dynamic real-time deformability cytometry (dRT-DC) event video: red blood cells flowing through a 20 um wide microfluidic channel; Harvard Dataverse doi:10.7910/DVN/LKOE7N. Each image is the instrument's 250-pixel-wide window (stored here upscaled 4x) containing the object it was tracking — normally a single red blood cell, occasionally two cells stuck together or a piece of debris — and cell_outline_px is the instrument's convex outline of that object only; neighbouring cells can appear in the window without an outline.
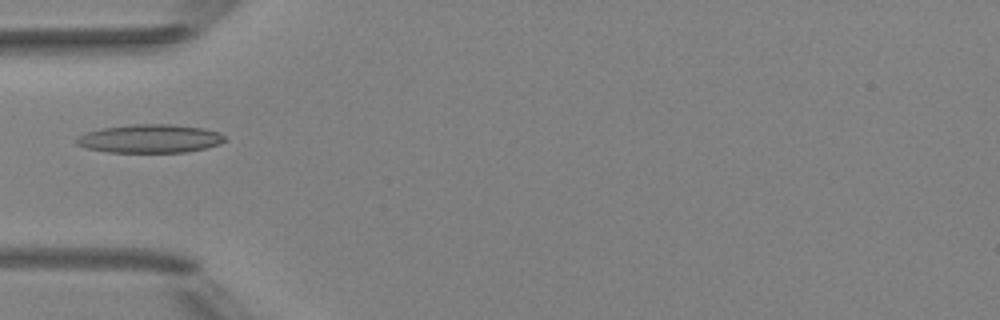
{"species": "Egyptian fruit bat (a non-hibernating species)", "species_latin": "Rousettus aegyptiacus", "temperature_condition": "room temperature", "stored_images_in_passage": 5, "camera_frame_rate_fps": 3000, "um_per_image_px": 0.085, "animal": {"sex": "female"}, "frame": {"image": 1, "passage_image": 5, "time_ms": 4.333, "image_size_px": [1000, 320], "cell_outline_px": [[228, 140], [220, 144], [204, 148], [184, 152], [108, 152], [88, 148], [76, 144], [76, 140], [80, 136], [88, 132], [100, 128], [132, 124], [172, 124], [204, 128], [220, 132]], "centroid_in_image_um": [12.79, 11.77], "position_along_channel_um": 72.2, "area_um2": 24.57}}